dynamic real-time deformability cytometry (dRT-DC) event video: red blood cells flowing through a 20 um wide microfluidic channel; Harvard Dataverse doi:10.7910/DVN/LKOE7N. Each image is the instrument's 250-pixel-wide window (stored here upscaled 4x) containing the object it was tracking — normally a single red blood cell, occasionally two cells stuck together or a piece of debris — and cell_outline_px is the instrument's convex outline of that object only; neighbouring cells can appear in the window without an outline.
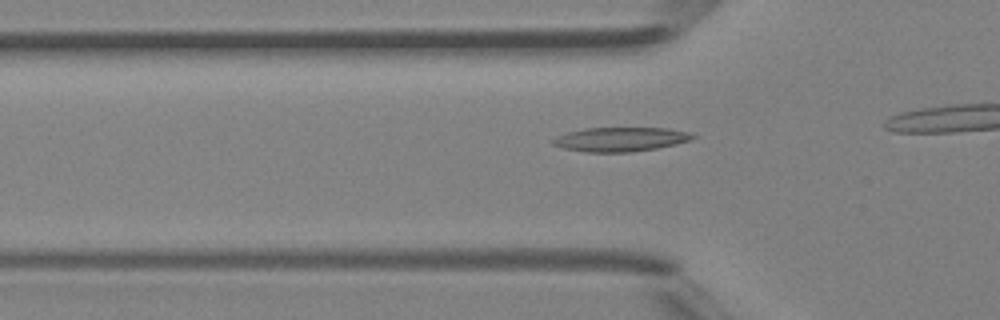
{"species": "Egyptian fruit bat (a non-hibernating species)", "species_latin": "Rousettus aegyptiacus", "temperature_condition": "room temperature", "stored_images_in_passage": 8, "camera_frame_rate_fps": 3000, "um_per_image_px": 0.085, "animal": {"sex": "female"}, "frame": {"image": 1, "passage_image": 3, "time_ms": 0.667, "image_size_px": [1000, 320], "cell_outline_px": [[696, 136], [692, 140], [676, 144], [656, 148], [632, 152], [584, 152], [564, 148], [552, 144], [552, 140], [556, 136], [568, 132], [584, 128], [668, 128], [688, 132]], "centroid_in_image_um": [52.74, 11.84], "position_along_channel_um": 73.1, "area_um2": 19.71}}
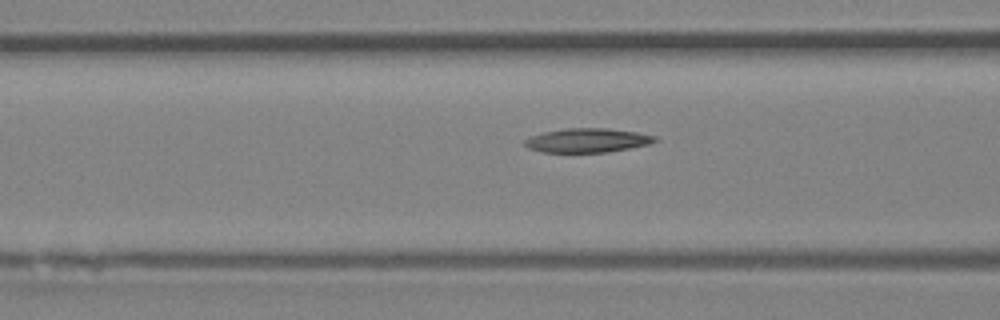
{"frame": {"image": 2, "passage_image": 6, "time_ms": 1.667, "image_size_px": [1000, 320], "cell_outline_px": [[656, 140], [648, 144], [608, 152], [544, 152], [528, 148], [524, 144], [524, 140], [532, 136], [544, 132], [568, 128], [608, 128], [636, 132], [656, 136]], "centroid_in_image_um": [49.91, 11.93], "position_along_channel_um": 116.7, "area_um2": 18.03}}